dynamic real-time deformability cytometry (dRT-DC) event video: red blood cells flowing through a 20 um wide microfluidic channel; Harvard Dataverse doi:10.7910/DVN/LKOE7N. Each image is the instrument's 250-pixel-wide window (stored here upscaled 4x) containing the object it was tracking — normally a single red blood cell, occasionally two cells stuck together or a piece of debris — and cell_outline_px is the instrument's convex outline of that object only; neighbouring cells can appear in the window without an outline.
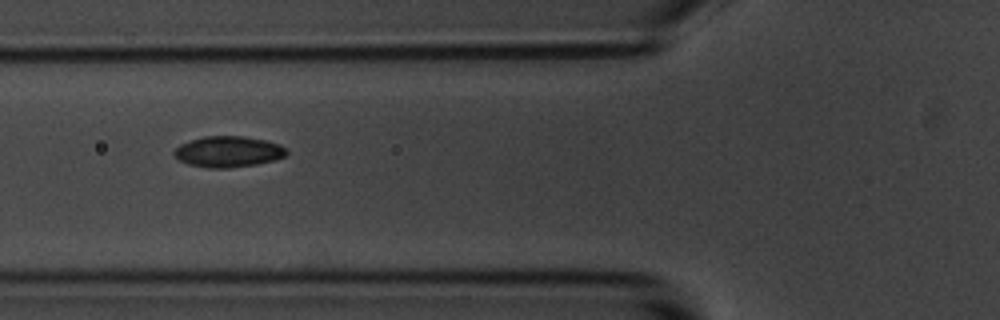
{"species": "common noctule bat (a hibernating species)", "species_latin": "Nyctalus noctula", "temperature_condition": "room temperature", "stored_images_in_passage": 41, "camera_frame_rate_fps": 3000, "um_per_image_px": 0.085, "animal": {"sex": "male", "body_mass_g": 20.1, "forearm_length_mm": 53.5}, "frame": {"image": 1, "passage_image": 6, "time_ms": 1.667, "image_size_px": [1000, 320], "cell_outline_px": [[288, 152], [284, 156], [276, 160], [256, 164], [228, 168], [208, 168], [188, 164], [180, 160], [172, 152], [180, 144], [204, 136], [244, 136], [264, 140], [280, 144]], "centroid_in_image_um": [19.4, 12.89], "position_along_channel_um": 106.4, "area_um2": 20.17}}
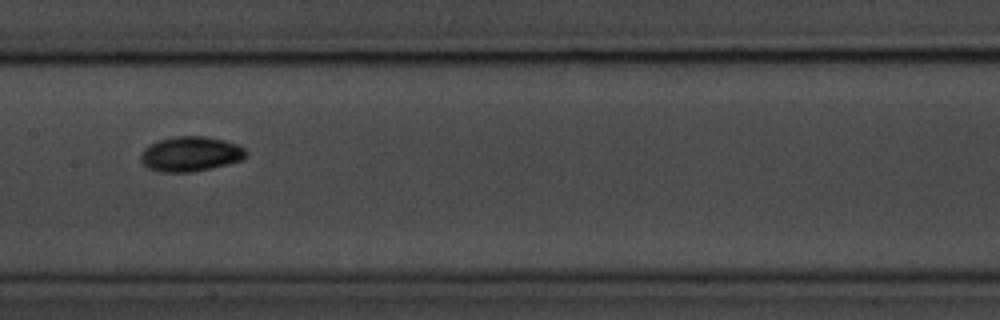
{"frame": {"image": 2, "passage_image": 13, "time_ms": 4.0, "image_size_px": [1000, 320], "cell_outline_px": [[248, 152], [240, 160], [192, 172], [160, 172], [148, 168], [140, 160], [140, 156], [144, 148], [160, 140], [176, 136], [204, 136], [224, 140], [236, 144], [244, 148]], "centroid_in_image_um": [16.16, 13.08], "position_along_channel_um": 191.2, "area_um2": 21.04}}
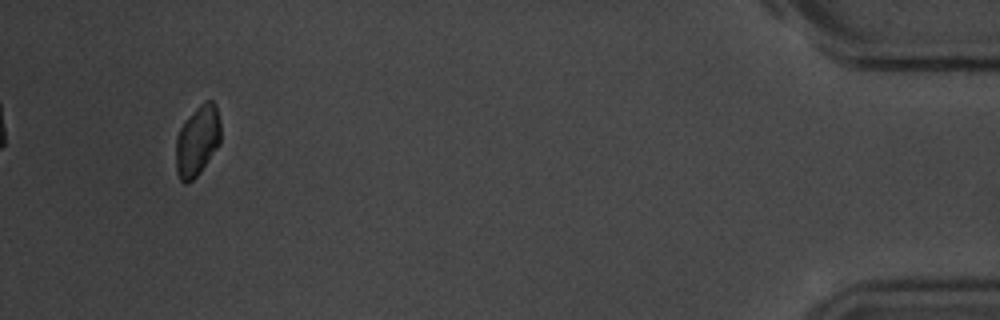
{"frame": {"image": 3, "passage_image": 38, "time_ms": 12.333, "image_size_px": [1000, 320], "cell_outline_px": [[220, 144], [200, 172], [188, 184], [184, 184], [180, 180], [176, 172], [176, 136], [184, 120], [204, 100], [212, 100], [216, 104], [220, 120]], "centroid_in_image_um": [16.77, 11.96], "position_along_channel_um": 418.4, "area_um2": 18.67}, "authors_computed_cell_mechanics": {"area_um2": 19.4208, "velocity_mm_per_s": 3.6144, "shape_relaxation_time_tau1_ms": 2.1204, "shape_relaxation_time_tau2_ms": null, "deformation_change_tau1": 0.0853, "deformation_change_tau2": null}}